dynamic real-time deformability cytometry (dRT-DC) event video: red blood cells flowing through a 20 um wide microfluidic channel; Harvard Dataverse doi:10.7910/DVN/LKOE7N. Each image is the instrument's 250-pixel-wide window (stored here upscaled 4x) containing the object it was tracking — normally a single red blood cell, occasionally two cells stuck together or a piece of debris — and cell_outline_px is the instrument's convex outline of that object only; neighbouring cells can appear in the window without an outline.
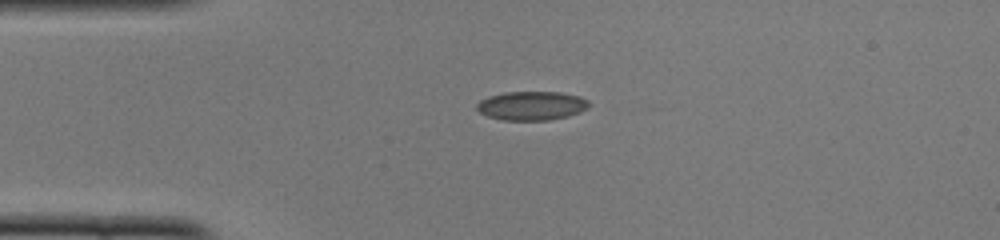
{"species": "common noctule bat (a hibernating species)", "species_latin": "Nyctalus noctula", "temperature_condition": "cold", "stored_images_in_passage": 40, "camera_frame_rate_fps": 3000, "um_per_image_px": 0.085, "animal": {"sex": "female", "body_mass_g": 22.0, "forearm_length_mm": 56.7}, "frame": {"image": 1, "passage_image": 1, "time_ms": 0.0, "image_size_px": [1000, 240], "cell_outline_px": [[588, 104], [580, 112], [568, 116], [548, 120], [500, 120], [488, 116], [480, 112], [476, 108], [476, 104], [480, 100], [488, 96], [504, 92], [560, 92], [580, 96], [588, 100]], "centroid_in_image_um": [45.15, 8.98], "position_along_channel_um": 39.9, "area_um2": 18.84}}
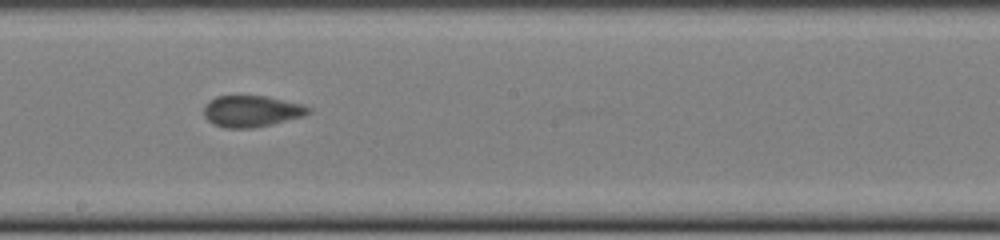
{"frame": {"image": 2, "passage_image": 17, "time_ms": 5.333, "image_size_px": [1000, 240], "cell_outline_px": [[312, 112], [304, 116], [272, 124], [252, 128], [228, 128], [216, 124], [208, 120], [204, 116], [204, 104], [208, 100], [216, 96], [264, 96], [304, 104], [312, 108]], "centroid_in_image_um": [21.41, 9.44], "position_along_channel_um": 226.8, "area_um2": 19.19}}
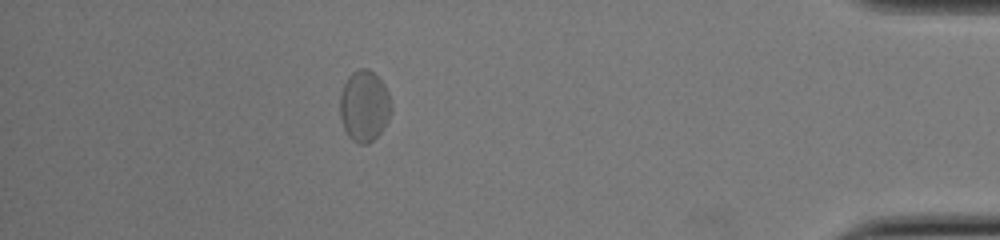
{"frame": {"image": 3, "passage_image": 34, "time_ms": 11.0, "image_size_px": [1000, 240], "cell_outline_px": [[392, 112], [388, 120], [380, 132], [368, 144], [360, 144], [352, 140], [348, 136], [344, 128], [340, 116], [340, 96], [344, 84], [348, 76], [352, 72], [360, 68], [368, 68], [384, 84], [388, 92], [392, 108]], "centroid_in_image_um": [30.96, 9.01], "position_along_channel_um": 404.2, "area_um2": 21.21}, "authors_computed_cell_mechanics": {"area_um2": 19.074, "velocity_mm_per_s": 3.9592, "shape_relaxation_time_tau1_ms": null, "shape_relaxation_time_tau2_ms": 1.1878, "deformation_change_tau1": null, "deformation_change_tau2": 0.037}}